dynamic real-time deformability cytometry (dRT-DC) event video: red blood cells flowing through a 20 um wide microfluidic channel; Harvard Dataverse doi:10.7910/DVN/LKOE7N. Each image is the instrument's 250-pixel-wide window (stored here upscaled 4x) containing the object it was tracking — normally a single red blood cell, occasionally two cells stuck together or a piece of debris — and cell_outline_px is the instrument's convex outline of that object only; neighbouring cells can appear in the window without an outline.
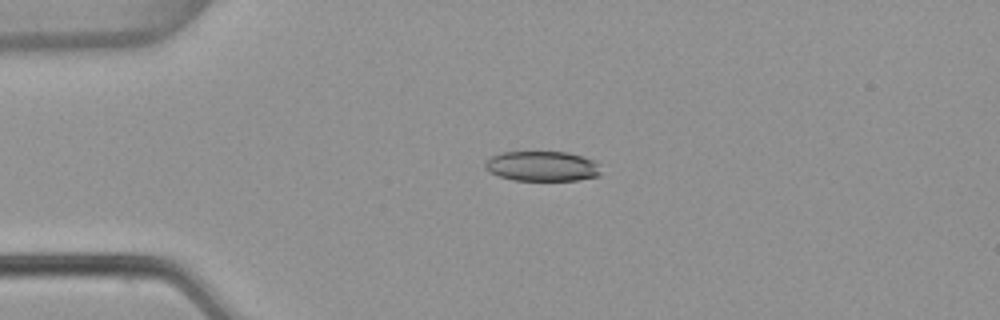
{"species": "common noctule bat (a hibernating species)", "species_latin": "Nyctalus noctula", "temperature_condition": "warm", "stored_images_in_passage": 4, "camera_frame_rate_fps": 3000, "um_per_image_px": 0.085, "animal": {"sex": "female", "body_mass_g": 22.7, "forearm_length_mm": 54.2}, "frame": {"image": 1, "passage_image": 3, "time_ms": 0.667, "image_size_px": [1000, 320], "cell_outline_px": [[600, 176], [576, 180], [512, 180], [500, 176], [484, 168], [484, 164], [492, 156], [500, 152], [568, 152], [596, 160], [600, 164]], "centroid_in_image_um": [46.13, 14.12], "position_along_channel_um": 38.9, "area_um2": 20.35}}